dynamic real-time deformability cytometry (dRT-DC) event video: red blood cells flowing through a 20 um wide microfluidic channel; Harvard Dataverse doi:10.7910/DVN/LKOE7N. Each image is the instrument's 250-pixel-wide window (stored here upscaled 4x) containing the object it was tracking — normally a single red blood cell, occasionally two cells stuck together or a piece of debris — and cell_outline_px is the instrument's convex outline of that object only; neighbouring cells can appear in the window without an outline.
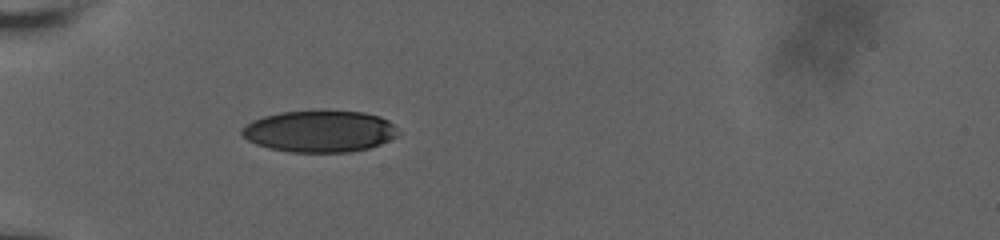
{"species": "human", "species_latin": "Homo sapiens", "temperature_condition": "room temperature", "stored_images_in_passage": 34, "camera_frame_rate_fps": 3000, "um_per_image_px": 0.085, "donor": {"sex": "male"}, "frame": {"image": 1, "passage_image": 1, "time_ms": 0.0, "image_size_px": [1000, 240], "cell_outline_px": [[400, 132], [396, 136], [380, 144], [368, 148], [348, 152], [288, 152], [268, 148], [256, 144], [248, 140], [240, 132], [240, 128], [252, 120], [264, 116], [280, 112], [364, 112], [380, 116], [388, 120]], "centroid_in_image_um": [27.14, 11.18], "position_along_channel_um": 57.9, "area_um2": 37.63}}
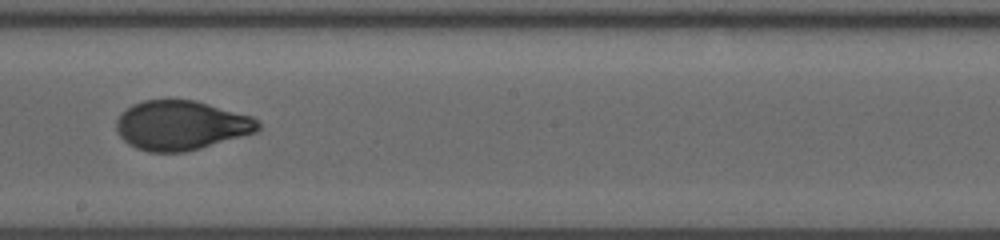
{"frame": {"image": 2, "passage_image": 16, "time_ms": 5.0, "image_size_px": [1000, 240], "cell_outline_px": [[260, 128], [256, 132], [200, 148], [184, 152], [148, 152], [136, 148], [128, 144], [120, 136], [116, 128], [116, 120], [120, 112], [132, 104], [144, 100], [196, 100], [252, 116], [260, 120]], "centroid_in_image_um": [15.38, 10.65], "position_along_channel_um": 232.8, "area_um2": 40.98}}
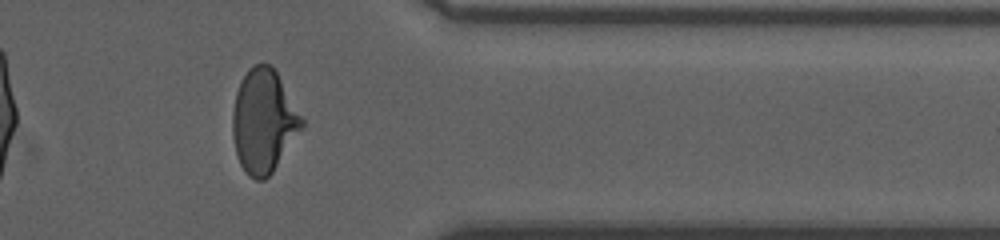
{"frame": {"image": 3, "passage_image": 29, "time_ms": 9.333, "image_size_px": [1000, 240], "cell_outline_px": [[304, 124], [272, 172], [264, 180], [256, 180], [248, 176], [240, 164], [236, 156], [232, 136], [232, 112], [236, 92], [240, 80], [248, 68], [256, 64], [272, 64], [304, 120]], "centroid_in_image_um": [22.37, 10.28], "position_along_channel_um": 389.0, "area_um2": 41.56}, "authors_computed_cell_mechanics": {"area_um2": 41.1536, "velocity_mm_per_s": 3.7979, "shape_relaxation_time_tau1_ms": 6.4843, "shape_relaxation_time_tau2_ms": null, "deformation_change_tau1": 0.2185, "deformation_change_tau2": null}}